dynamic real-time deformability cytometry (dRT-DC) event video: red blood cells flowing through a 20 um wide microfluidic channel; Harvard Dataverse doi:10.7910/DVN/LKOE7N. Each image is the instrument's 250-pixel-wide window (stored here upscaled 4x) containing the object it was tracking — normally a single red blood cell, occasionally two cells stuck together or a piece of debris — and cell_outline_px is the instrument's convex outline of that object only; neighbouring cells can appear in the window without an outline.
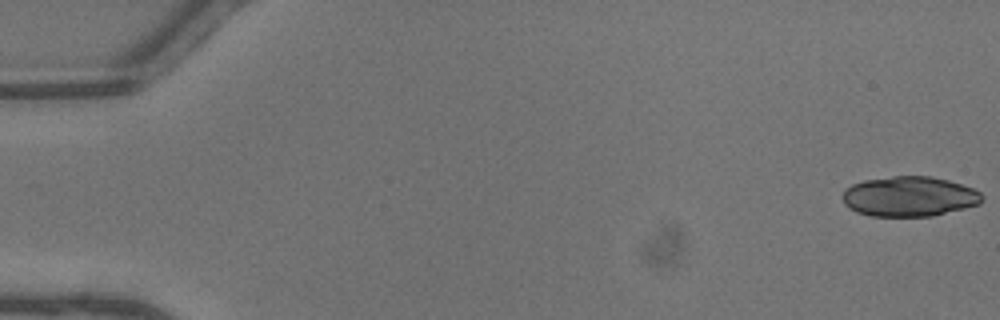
{"species": "common noctule bat (a hibernating species)", "species_latin": "Nyctalus noctula", "temperature_condition": "warm", "stored_images_in_passage": 45, "segment_of_instrument_passage": [1, 2], "camera_frame_rate_fps": 3000, "um_per_image_px": 0.085, "animal": {"sex": "male", "body_mass_g": 13.3}, "frame": {"image": 1, "passage_image": 1, "time_ms": 0.0, "image_size_px": [1000, 320], "cell_outline_px": [[984, 200], [980, 204], [932, 216], [868, 216], [856, 212], [848, 208], [844, 204], [844, 188], [852, 184], [864, 180], [892, 176], [932, 176], [948, 180], [972, 188], [980, 192], [984, 196]], "centroid_in_image_um": [77.29, 16.7], "position_along_channel_um": 7.7, "area_um2": 32.71}}